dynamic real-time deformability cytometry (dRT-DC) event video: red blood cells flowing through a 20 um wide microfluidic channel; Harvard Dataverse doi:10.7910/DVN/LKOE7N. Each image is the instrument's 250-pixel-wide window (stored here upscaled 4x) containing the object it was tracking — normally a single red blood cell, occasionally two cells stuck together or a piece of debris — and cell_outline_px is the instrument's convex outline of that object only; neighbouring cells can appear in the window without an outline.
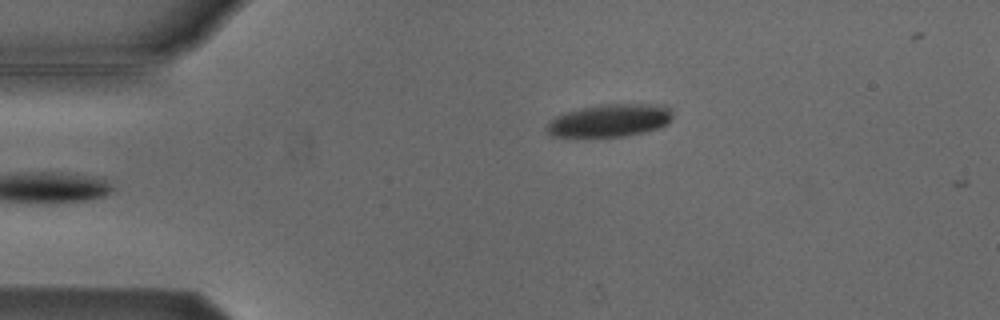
{"species": "Egyptian fruit bat (a non-hibernating species)", "species_latin": "Rousettus aegyptiacus", "temperature_condition": "cold", "stored_images_in_passage": 6, "camera_frame_rate_fps": 3000, "um_per_image_px": 0.085, "animal": {"sex": "male"}, "frame": {"image": 1, "passage_image": 6, "time_ms": 5.667, "image_size_px": [1000, 320], "cell_outline_px": [[672, 116], [668, 124], [644, 132], [624, 136], [548, 136], [544, 132], [544, 128], [556, 116], [564, 112], [580, 108], [600, 104], [664, 104], [672, 112]], "centroid_in_image_um": [51.8, 10.23], "position_along_channel_um": 33.2, "area_um2": 24.04}}